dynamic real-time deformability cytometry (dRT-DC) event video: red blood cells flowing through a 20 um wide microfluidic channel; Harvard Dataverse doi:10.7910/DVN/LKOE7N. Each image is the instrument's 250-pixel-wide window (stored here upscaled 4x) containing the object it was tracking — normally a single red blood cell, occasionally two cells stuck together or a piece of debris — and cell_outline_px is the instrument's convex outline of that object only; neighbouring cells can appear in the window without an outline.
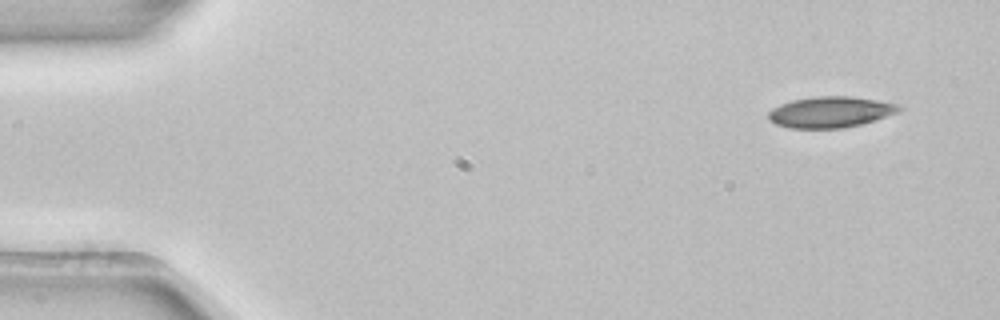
{"species": "common noctule bat (a hibernating species)", "species_latin": "Nyctalus noctula", "temperature_condition": "room temperature", "stored_images_in_passage": 3, "camera_frame_rate_fps": 3000, "um_per_image_px": 0.085, "animal": {"sex": "female", "body_mass_g": 22.7, "forearm_length_mm": 54.2}, "frame": {"image": 1, "passage_image": 1, "time_ms": 0.0, "image_size_px": [1000, 320], "cell_outline_px": [[904, 108], [900, 112], [860, 124], [844, 128], [788, 128], [776, 124], [768, 120], [768, 112], [772, 108], [780, 104], [792, 100], [816, 96], [852, 96], [876, 100], [896, 104]], "centroid_in_image_um": [70.57, 9.52], "position_along_channel_um": 14.4, "area_um2": 23.64}}